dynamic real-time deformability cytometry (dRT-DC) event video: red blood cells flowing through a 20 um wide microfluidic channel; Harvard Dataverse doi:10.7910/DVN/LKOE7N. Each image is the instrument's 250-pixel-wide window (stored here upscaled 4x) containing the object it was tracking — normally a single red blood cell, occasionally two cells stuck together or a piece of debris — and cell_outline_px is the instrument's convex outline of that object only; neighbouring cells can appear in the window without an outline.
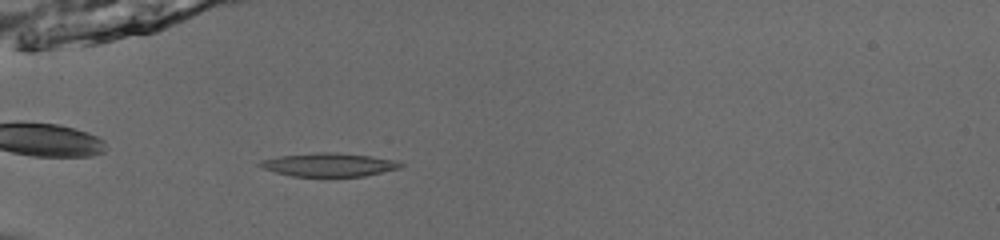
{"species": "common noctule bat (a hibernating species)", "species_latin": "Nyctalus noctula", "temperature_condition": "room temperature", "stored_images_in_passage": 38, "camera_frame_rate_fps": 3000, "um_per_image_px": 0.085, "animal": {"sex": "male", "body_mass_g": 13.0, "forearm_length_mm": 53.1}, "frame": {"image": 1, "passage_image": 3, "time_ms": 0.667, "image_size_px": [1000, 240], "cell_outline_px": [[404, 164], [400, 168], [364, 176], [292, 176], [276, 172], [264, 168], [256, 164], [260, 160], [280, 156], [316, 152], [328, 152], [368, 156], [392, 160]], "centroid_in_image_um": [27.91, 14.0], "position_along_channel_um": 57.1, "area_um2": 18.84}}
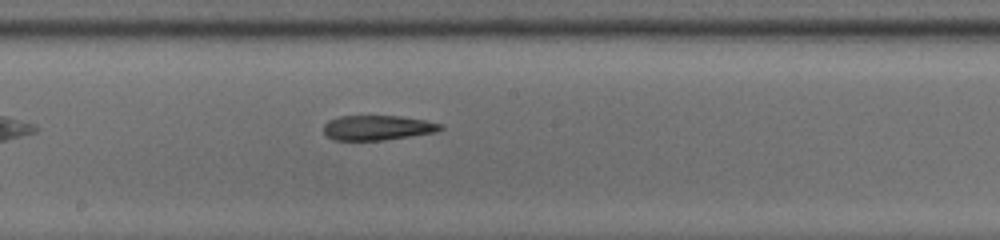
{"frame": {"image": 2, "passage_image": 16, "time_ms": 5.0, "image_size_px": [1000, 240], "cell_outline_px": [[444, 128], [436, 132], [384, 140], [336, 140], [328, 136], [324, 132], [324, 124], [328, 120], [340, 116], [400, 116], [424, 120], [444, 124]], "centroid_in_image_um": [32.11, 10.85], "position_along_channel_um": 216.1, "area_um2": 16.88}}
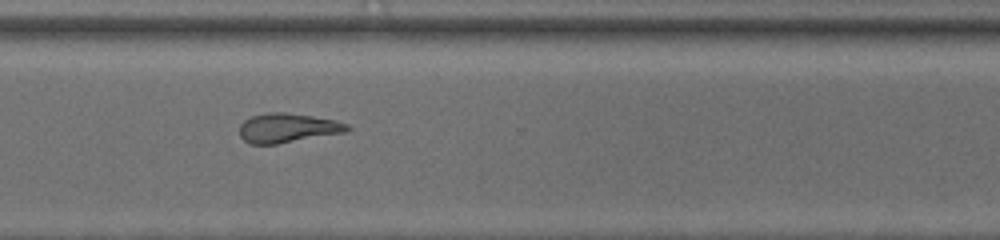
{"frame": {"image": 3, "passage_image": 26, "time_ms": 8.333, "image_size_px": [1000, 240], "cell_outline_px": [[352, 128], [344, 132], [276, 144], [248, 144], [240, 136], [240, 124], [244, 120], [252, 116], [268, 112], [284, 112], [312, 116], [336, 120], [348, 124]], "centroid_in_image_um": [24.42, 10.87], "position_along_channel_um": 346.2, "area_um2": 18.32}, "authors_computed_cell_mechanics": {"area_um2": 18.6116, "velocity_mm_per_s": 3.9246, "shape_relaxation_time_tau1_ms": null, "shape_relaxation_time_tau2_ms": 6.945, "deformation_change_tau1": null, "deformation_change_tau2": 0.1906}}